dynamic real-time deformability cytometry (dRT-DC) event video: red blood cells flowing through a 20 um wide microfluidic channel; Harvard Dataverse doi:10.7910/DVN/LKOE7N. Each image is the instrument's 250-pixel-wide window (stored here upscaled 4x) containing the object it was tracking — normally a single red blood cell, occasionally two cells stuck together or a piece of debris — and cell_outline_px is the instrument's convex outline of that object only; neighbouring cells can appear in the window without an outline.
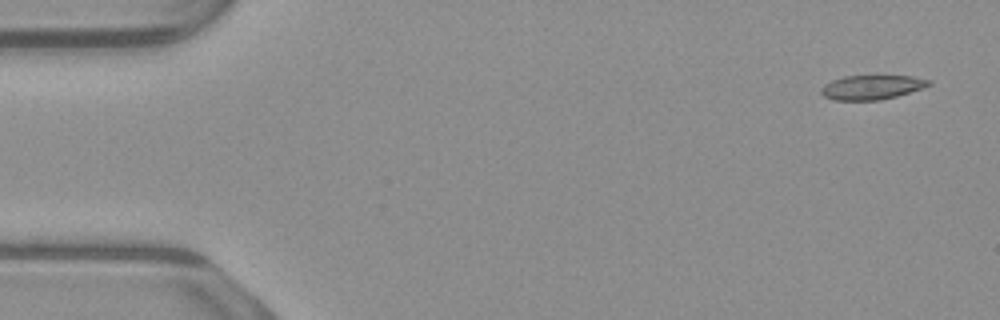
{"species": "common noctule bat (a hibernating species)", "species_latin": "Nyctalus noctula", "temperature_condition": "warm", "stored_images_in_passage": 51, "camera_frame_rate_fps": 3000, "um_per_image_px": 0.085, "animal": {"sex": "male", "body_mass_g": 23.1, "forearm_length_mm": 52.7}, "frame": {"image": 1, "passage_image": 1, "time_ms": 0.0, "image_size_px": [1000, 320], "cell_outline_px": [[932, 84], [896, 96], [880, 100], [832, 100], [824, 96], [820, 92], [820, 88], [824, 84], [832, 80], [844, 76], [912, 76], [932, 80]], "centroid_in_image_um": [74.06, 7.41], "position_along_channel_um": 10.9, "area_um2": 15.2}}
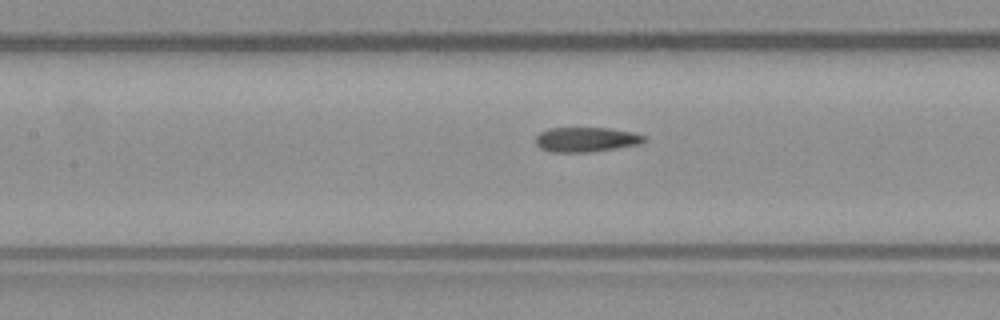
{"frame": {"image": 2, "passage_image": 22, "time_ms": 7.0, "image_size_px": [1000, 320], "cell_outline_px": [[648, 140], [640, 144], [588, 152], [552, 152], [540, 148], [536, 144], [536, 136], [540, 132], [548, 128], [608, 128], [632, 132], [648, 136]], "centroid_in_image_um": [49.84, 11.85], "position_along_channel_um": 157.6, "area_um2": 15.66}}
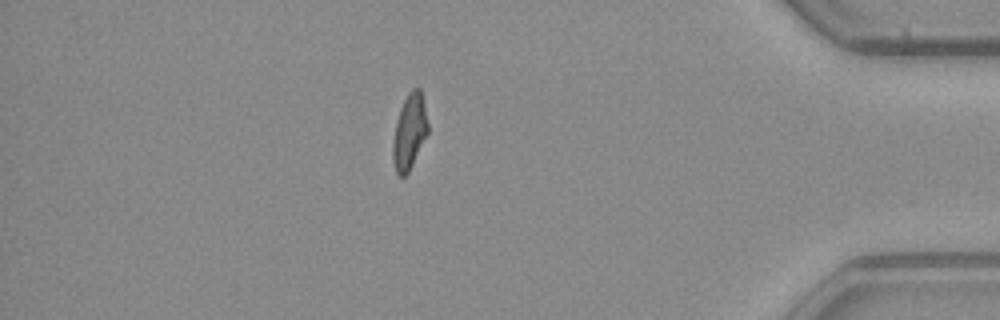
{"frame": {"image": 3, "passage_image": 44, "time_ms": 14.333, "image_size_px": [1000, 320], "cell_outline_px": [[428, 132], [408, 172], [404, 176], [396, 176], [392, 160], [392, 144], [396, 120], [400, 108], [408, 92], [412, 88], [420, 88], [428, 124]], "centroid_in_image_um": [34.77, 11.22], "position_along_channel_um": 400.4, "area_um2": 15.32}, "authors_computed_cell_mechanics": {"area_um2": 16.0684, "velocity_mm_per_s": 3.9114, "shape_relaxation_time_tau1_ms": null, "shape_relaxation_time_tau2_ms": 2.7803, "deformation_change_tau1": null, "deformation_change_tau2": 0.0857}}